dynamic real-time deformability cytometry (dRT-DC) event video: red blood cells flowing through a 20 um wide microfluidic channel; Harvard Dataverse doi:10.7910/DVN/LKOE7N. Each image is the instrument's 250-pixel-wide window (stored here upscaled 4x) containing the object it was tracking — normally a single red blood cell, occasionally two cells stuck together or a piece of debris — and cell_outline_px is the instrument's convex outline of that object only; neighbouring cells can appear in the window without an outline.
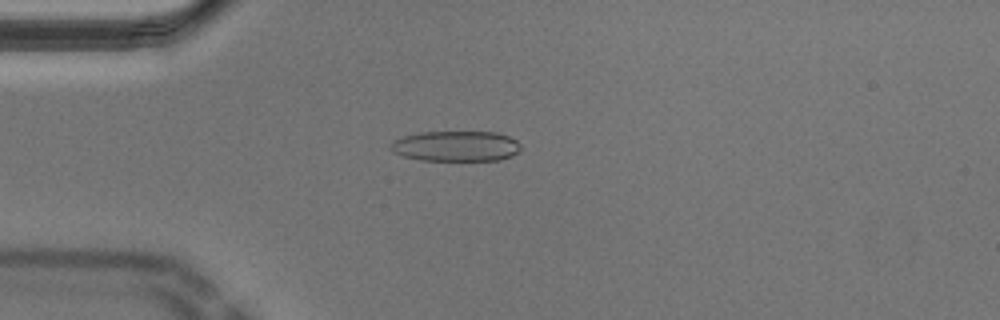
{"species": "Egyptian fruit bat (a non-hibernating species)", "species_latin": "Rousettus aegyptiacus", "temperature_condition": "cold", "stored_images_in_passage": 43, "camera_frame_rate_fps": 3000, "um_per_image_px": 0.085, "animal": {"sex": "male"}, "frame": {"image": 1, "passage_image": 3, "time_ms": 0.667, "image_size_px": [1000, 320], "cell_outline_px": [[520, 152], [512, 156], [500, 160], [420, 160], [404, 156], [392, 152], [388, 148], [388, 144], [392, 140], [404, 136], [420, 132], [496, 132], [508, 136], [516, 140], [520, 144]], "centroid_in_image_um": [38.73, 12.42], "position_along_channel_um": 46.3, "area_um2": 23.29}}
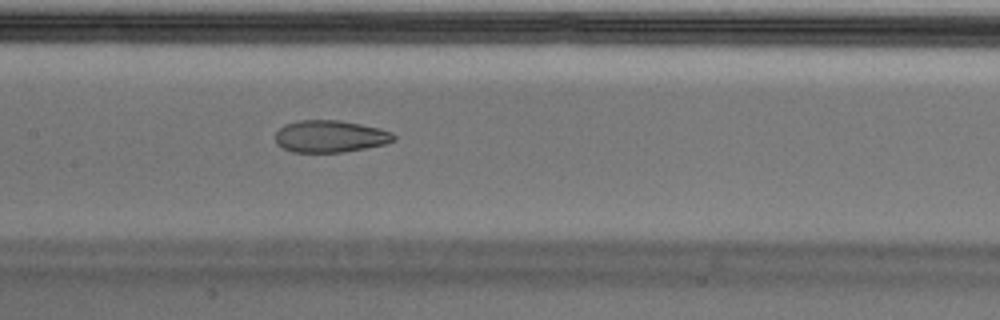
{"frame": {"image": 2, "passage_image": 15, "time_ms": 4.667, "image_size_px": [1000, 320], "cell_outline_px": [[396, 140], [384, 144], [344, 152], [292, 152], [276, 144], [276, 132], [284, 124], [300, 120], [340, 120], [380, 128], [392, 132], [396, 136]], "centroid_in_image_um": [28.07, 11.58], "position_along_channel_um": 179.3, "area_um2": 22.14}}
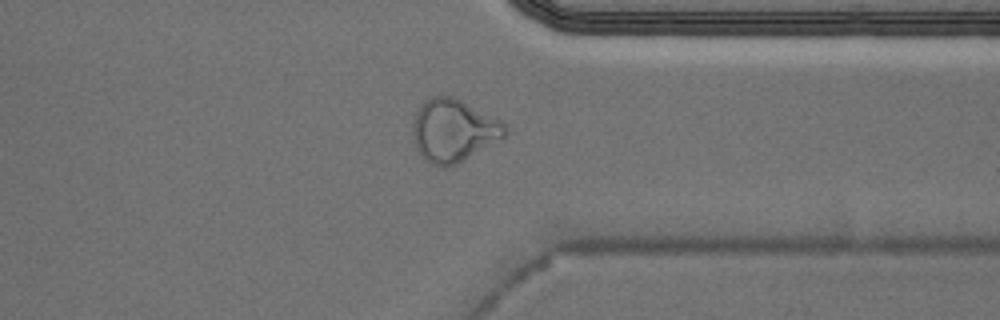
{"frame": {"image": 3, "passage_image": 31, "time_ms": 10.0, "image_size_px": [1000, 320], "cell_outline_px": [[508, 132], [500, 140], [456, 164], [444, 168], [432, 164], [424, 160], [420, 156], [416, 148], [412, 136], [412, 124], [416, 112], [420, 104], [424, 100], [432, 96], [452, 96], [500, 120], [508, 128]], "centroid_in_image_um": [38.51, 11.1], "position_along_channel_um": 372.9, "area_um2": 33.76}, "authors_computed_cell_mechanics": {"area_um2": 23.8136, "velocity_mm_per_s": 3.6733, "shape_relaxation_time_tau1_ms": null, "shape_relaxation_time_tau2_ms": 2.1139, "deformation_change_tau1": null, "deformation_change_tau2": 0.0908}}